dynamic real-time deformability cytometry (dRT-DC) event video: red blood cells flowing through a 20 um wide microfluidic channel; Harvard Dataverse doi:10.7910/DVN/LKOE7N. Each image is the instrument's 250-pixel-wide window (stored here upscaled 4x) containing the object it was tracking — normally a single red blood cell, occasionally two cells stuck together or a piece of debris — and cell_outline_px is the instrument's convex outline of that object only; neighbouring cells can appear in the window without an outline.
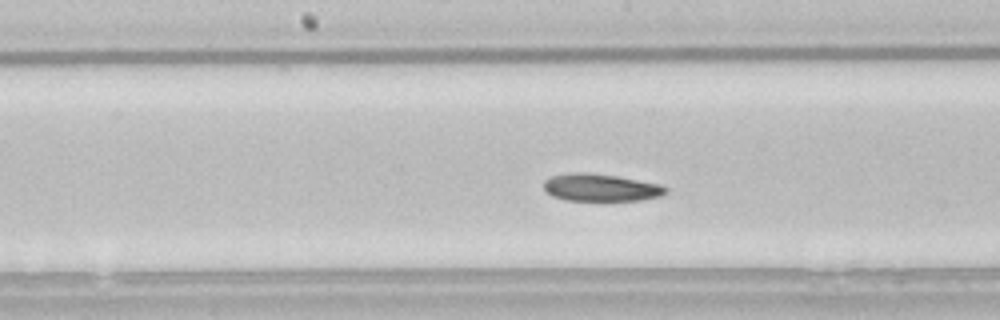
{"species": "common noctule bat (a hibernating species)", "species_latin": "Nyctalus noctula", "temperature_condition": "room temperature", "stored_images_in_passage": 39, "camera_frame_rate_fps": 3000, "um_per_image_px": 0.085, "animal": {"sex": "male", "body_mass_g": 21.5, "forearm_length_mm": 52.0}, "frame": {"image": 1, "passage_image": 12, "time_ms": 3.667, "image_size_px": [1000, 320], "cell_outline_px": [[668, 192], [660, 196], [640, 200], [564, 200], [552, 196], [544, 188], [544, 180], [552, 176], [572, 172], [588, 172], [616, 176], [660, 184], [668, 188]], "centroid_in_image_um": [51.06, 15.94], "position_along_channel_um": 197.1, "area_um2": 19.42}, "authors_computed_cell_mechanics": {"area_um2": 20.3456, "velocity_mm_per_s": 3.7682, "shape_relaxation_time_tau1_ms": 4.3337, "shape_relaxation_time_tau2_ms": 9.1926, "deformation_change_tau1": 0.0777, "deformation_change_tau2": 0.1301}}